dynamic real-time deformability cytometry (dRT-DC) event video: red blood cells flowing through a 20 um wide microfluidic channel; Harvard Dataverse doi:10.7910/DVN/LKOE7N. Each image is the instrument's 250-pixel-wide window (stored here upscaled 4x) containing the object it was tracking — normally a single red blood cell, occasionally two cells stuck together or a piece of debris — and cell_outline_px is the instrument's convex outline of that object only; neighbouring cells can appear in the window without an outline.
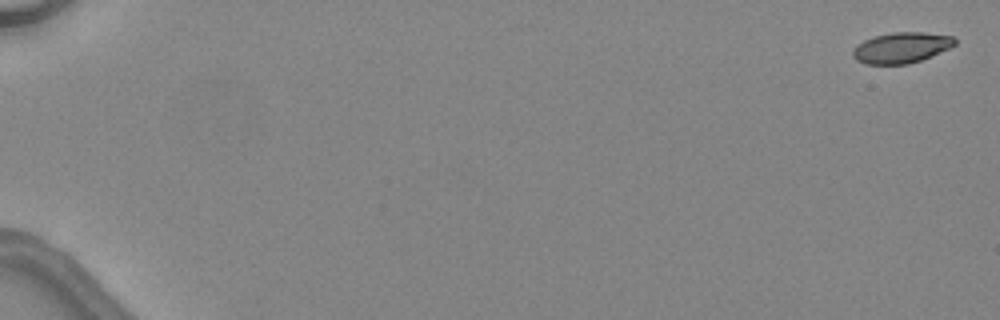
{"species": "common noctule bat (a hibernating species)", "species_latin": "Nyctalus noctula", "temperature_condition": "warm", "stored_images_in_passage": 6, "camera_frame_rate_fps": 3000, "um_per_image_px": 0.085, "animal": {"sex": "female", "body_mass_g": 24.6, "forearm_length_mm": 56.2}, "frame": {"image": 1, "passage_image": 1, "time_ms": 0.0, "image_size_px": [1000, 320], "cell_outline_px": [[956, 44], [948, 48], [920, 60], [908, 64], [864, 64], [856, 60], [852, 56], [852, 48], [856, 44], [864, 40], [876, 36], [892, 32], [924, 32], [952, 36], [956, 40]], "centroid_in_image_um": [76.56, 4.05], "position_along_channel_um": 8.4, "area_um2": 18.21}}